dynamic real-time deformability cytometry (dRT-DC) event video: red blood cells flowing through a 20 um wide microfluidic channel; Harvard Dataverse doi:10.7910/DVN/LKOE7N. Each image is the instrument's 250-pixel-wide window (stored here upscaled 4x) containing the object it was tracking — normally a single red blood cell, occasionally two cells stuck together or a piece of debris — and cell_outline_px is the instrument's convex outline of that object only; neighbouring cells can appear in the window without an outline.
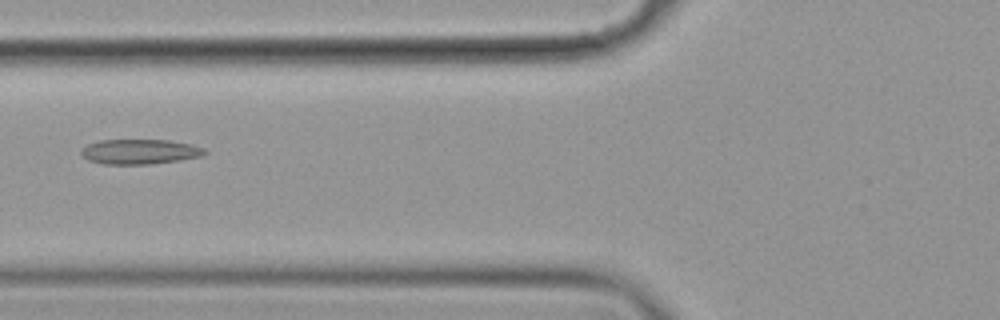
{"species": "common noctule bat (a hibernating species)", "species_latin": "Nyctalus noctula", "temperature_condition": "cold", "stored_images_in_passage": 9, "camera_frame_rate_fps": 3000, "um_per_image_px": 0.085, "animal": {"sex": "female", "body_mass_g": 19.9}, "frame": {"image": 1, "passage_image": 7, "time_ms": 2.0, "image_size_px": [1000, 320], "cell_outline_px": [[208, 152], [200, 156], [180, 160], [152, 164], [104, 164], [88, 160], [80, 152], [80, 148], [88, 144], [100, 140], [168, 140], [192, 144], [204, 148]], "centroid_in_image_um": [11.88, 12.89], "position_along_channel_um": 113.9, "area_um2": 17.98}}
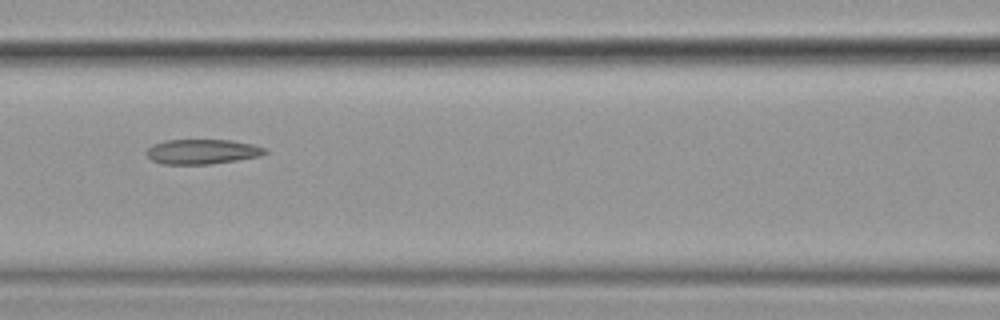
{"frame": {"image": 2, "passage_image": 8, "time_ms": 2.333, "image_size_px": [1000, 320], "cell_outline_px": [[268, 152], [260, 156], [212, 164], [160, 164], [152, 160], [144, 152], [152, 144], [164, 140], [232, 140], [252, 144], [264, 148]], "centroid_in_image_um": [17.15, 12.89], "position_along_channel_um": 149.5, "area_um2": 17.22}}
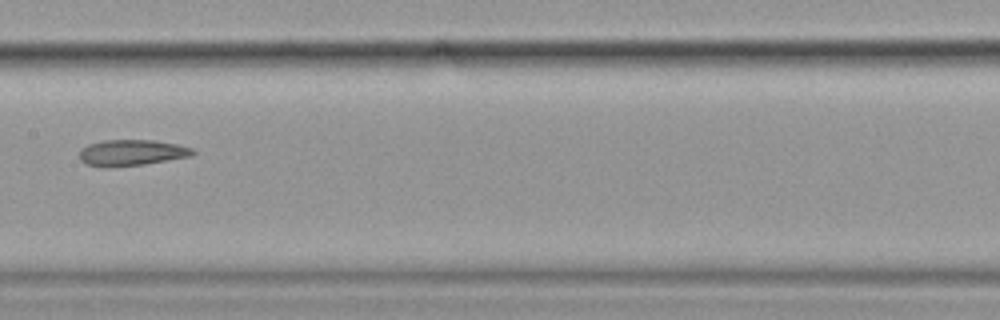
{"frame": {"image": 3, "passage_image": 9, "time_ms": 2.667, "image_size_px": [1000, 320], "cell_outline_px": [[196, 152], [192, 156], [140, 164], [104, 168], [88, 164], [80, 160], [80, 148], [88, 144], [104, 140], [156, 140], [176, 144], [192, 148]], "centroid_in_image_um": [11.16, 12.97], "position_along_channel_um": 196.2, "area_um2": 17.11}}